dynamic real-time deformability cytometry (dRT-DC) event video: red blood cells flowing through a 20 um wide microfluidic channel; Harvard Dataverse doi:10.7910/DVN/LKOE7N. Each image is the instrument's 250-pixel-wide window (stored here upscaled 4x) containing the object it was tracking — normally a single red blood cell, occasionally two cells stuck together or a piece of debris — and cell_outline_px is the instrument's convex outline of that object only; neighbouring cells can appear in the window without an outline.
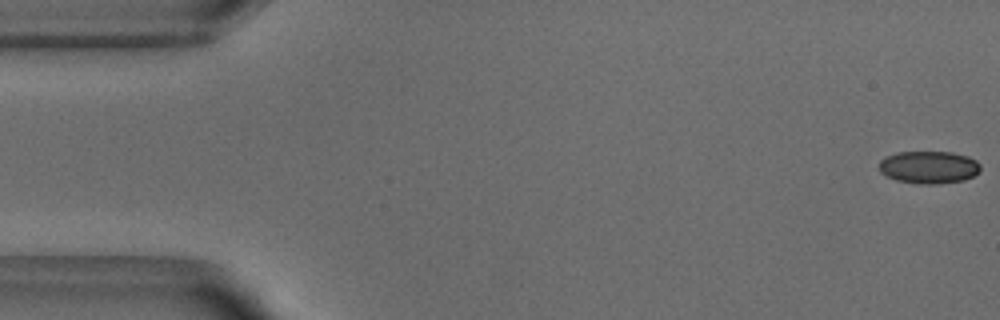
{"species": "common noctule bat (a hibernating species)", "species_latin": "Nyctalus noctula", "temperature_condition": "warm", "stored_images_in_passage": 6, "camera_frame_rate_fps": 3000, "um_per_image_px": 0.085, "animal": {"sex": "male", "body_mass_g": 18.8}, "frame": {"image": 1, "passage_image": 1, "time_ms": 0.0, "image_size_px": [1000, 320], "cell_outline_px": [[980, 172], [964, 180], [936, 184], [920, 184], [896, 180], [880, 172], [880, 160], [884, 156], [896, 152], [952, 152], [968, 156], [976, 160], [980, 164]], "centroid_in_image_um": [78.96, 14.21], "position_along_channel_um": 6.0, "area_um2": 19.31}}